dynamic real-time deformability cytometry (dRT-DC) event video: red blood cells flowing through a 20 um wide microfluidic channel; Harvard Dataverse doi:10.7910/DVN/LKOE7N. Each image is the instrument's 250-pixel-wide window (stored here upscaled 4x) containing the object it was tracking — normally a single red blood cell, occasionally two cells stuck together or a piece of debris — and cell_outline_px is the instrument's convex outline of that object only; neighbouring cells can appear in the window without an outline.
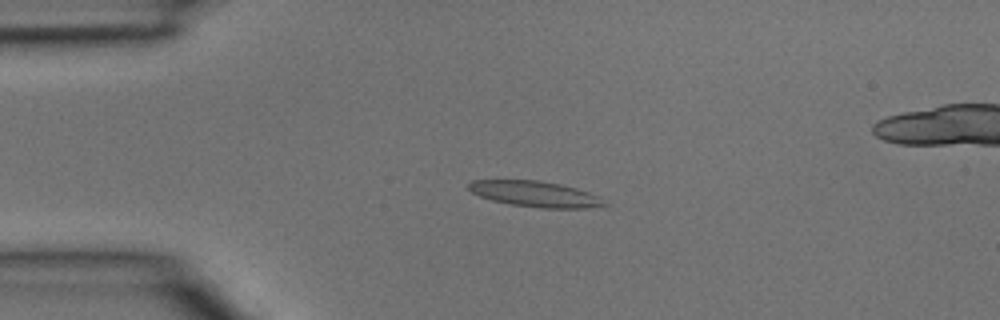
{"species": "common noctule bat (a hibernating species)", "species_latin": "Nyctalus noctula", "temperature_condition": "room temperature", "stored_images_in_passage": 5, "camera_frame_rate_fps": 3000, "um_per_image_px": 0.085, "animal": {"sex": "male", "body_mass_g": 15.6}, "frame": {"image": 1, "passage_image": 3, "time_ms": 0.667, "image_size_px": [1000, 320], "cell_outline_px": [[608, 204], [588, 208], [544, 208], [512, 204], [492, 200], [480, 196], [472, 192], [468, 188], [468, 184], [472, 180], [536, 180], [560, 184], [576, 188], [588, 192], [596, 196]], "centroid_in_image_um": [45.46, 16.48], "position_along_channel_um": 39.5, "area_um2": 20.0}}
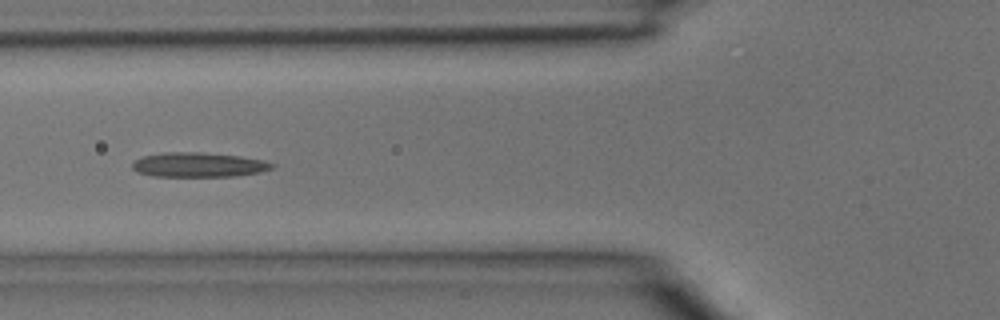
{"frame": {"image": 2, "passage_image": 5, "time_ms": 1.333, "image_size_px": [1000, 320], "cell_outline_px": [[276, 164], [272, 168], [260, 172], [236, 176], [152, 176], [136, 172], [132, 168], [132, 164], [136, 160], [144, 156], [164, 152], [200, 152], [240, 156], [264, 160]], "centroid_in_image_um": [16.89, 14.0], "position_along_channel_um": 108.9, "area_um2": 20.0}}